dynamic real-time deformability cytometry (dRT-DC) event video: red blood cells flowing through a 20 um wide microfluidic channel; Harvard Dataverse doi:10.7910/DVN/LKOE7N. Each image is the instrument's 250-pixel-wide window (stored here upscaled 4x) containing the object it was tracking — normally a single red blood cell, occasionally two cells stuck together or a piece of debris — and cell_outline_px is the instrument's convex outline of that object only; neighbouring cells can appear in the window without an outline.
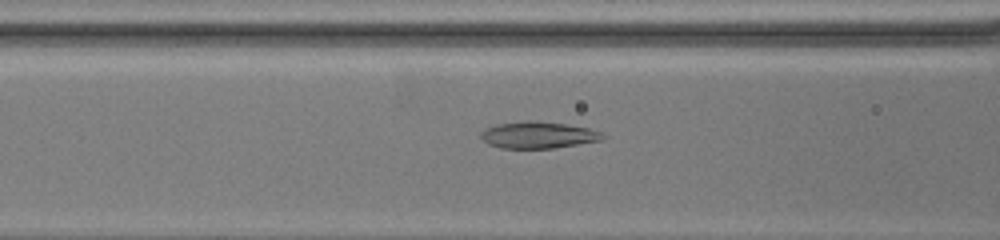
{"species": "common noctule bat (a hibernating species)", "species_latin": "Nyctalus noctula", "temperature_condition": "warm", "stored_images_in_passage": 43, "camera_frame_rate_fps": 3000, "um_per_image_px": 0.085, "animal": {"sex": "female", "body_mass_g": 19.5, "forearm_length_mm": 54.1}, "frame": {"image": 1, "passage_image": 13, "time_ms": 5.0, "image_size_px": [1000, 240], "cell_outline_px": [[604, 136], [600, 140], [556, 148], [500, 148], [488, 144], [480, 136], [480, 132], [484, 128], [496, 124], [524, 120], [536, 120], [564, 124], [588, 128], [600, 132]], "centroid_in_image_um": [45.67, 11.46], "position_along_channel_um": 120.9, "area_um2": 18.96}}
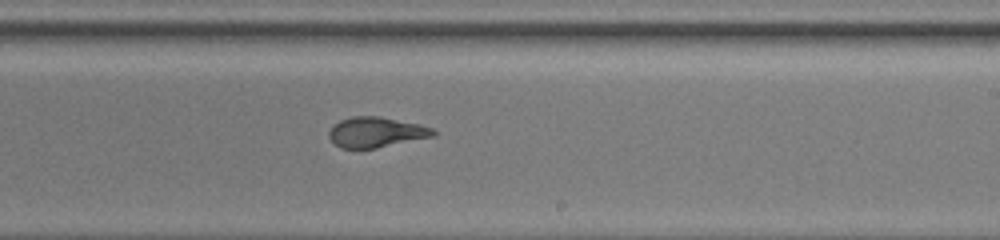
{"frame": {"image": 2, "passage_image": 25, "time_ms": 9.667, "image_size_px": [1000, 240], "cell_outline_px": [[436, 136], [376, 148], [340, 148], [328, 136], [328, 132], [340, 120], [352, 116], [380, 116], [420, 124], [432, 128], [436, 132]], "centroid_in_image_um": [32.0, 11.23], "position_along_channel_um": 257.0, "area_um2": 18.38}}
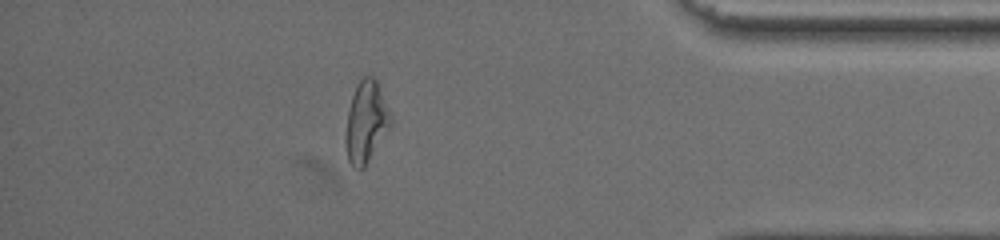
{"frame": {"image": 3, "passage_image": 39, "time_ms": 15.667, "image_size_px": [1000, 240], "cell_outline_px": [[392, 124], [364, 168], [352, 168], [348, 160], [344, 140], [348, 112], [352, 96], [356, 84], [364, 76], [372, 76], [380, 84], [392, 116]], "centroid_in_image_um": [31.13, 10.35], "position_along_channel_um": 404.1, "area_um2": 21.62}}